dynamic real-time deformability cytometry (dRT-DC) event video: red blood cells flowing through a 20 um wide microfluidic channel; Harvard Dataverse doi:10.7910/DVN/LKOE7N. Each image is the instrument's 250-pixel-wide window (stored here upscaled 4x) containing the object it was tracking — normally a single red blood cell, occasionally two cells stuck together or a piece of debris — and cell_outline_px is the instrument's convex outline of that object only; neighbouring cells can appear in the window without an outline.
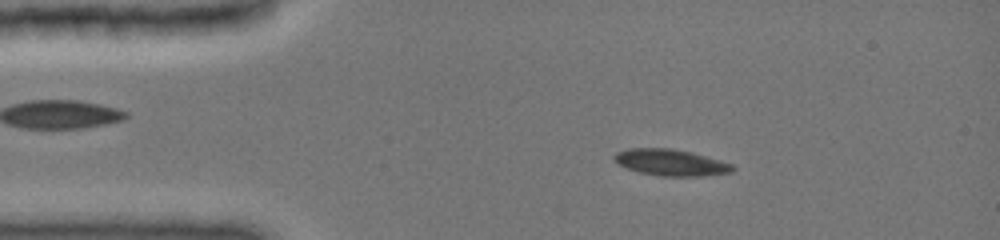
{"species": "common noctule bat (a hibernating species)", "species_latin": "Nyctalus noctula", "temperature_condition": "cold", "stored_images_in_passage": 27, "camera_frame_rate_fps": 3000, "um_per_image_px": 0.085, "animal": {"sex": "female", "body_mass_g": 19.0, "forearm_length_mm": 51.5}, "frame": {"image": 1, "passage_image": 15, "time_ms": 2.333, "image_size_px": [1000, 240], "cell_outline_px": [[736, 168], [732, 172], [704, 176], [660, 176], [640, 172], [616, 164], [612, 160], [612, 156], [616, 152], [628, 148], [672, 148], [692, 152], [720, 160], [732, 164]], "centroid_in_image_um": [56.99, 13.8], "position_along_channel_um": 28.0, "area_um2": 18.44}}
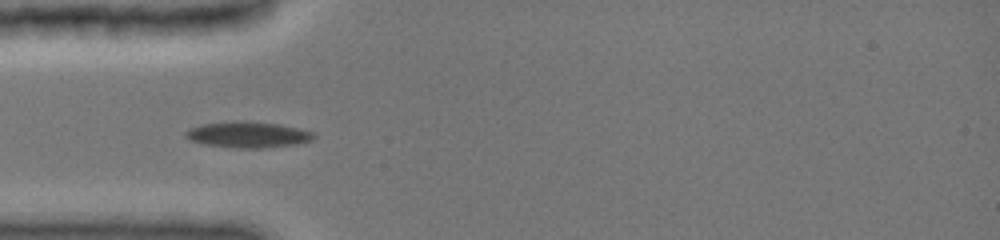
{"frame": {"image": 2, "passage_image": 27, "time_ms": 4.333, "image_size_px": [1000, 240], "cell_outline_px": [[316, 136], [312, 140], [296, 144], [264, 148], [232, 148], [204, 144], [188, 140], [184, 136], [184, 132], [192, 128], [204, 124], [244, 120], [276, 124], [300, 128], [316, 132]], "centroid_in_image_um": [21.1, 11.45], "position_along_channel_um": 63.9, "area_um2": 19.54}}